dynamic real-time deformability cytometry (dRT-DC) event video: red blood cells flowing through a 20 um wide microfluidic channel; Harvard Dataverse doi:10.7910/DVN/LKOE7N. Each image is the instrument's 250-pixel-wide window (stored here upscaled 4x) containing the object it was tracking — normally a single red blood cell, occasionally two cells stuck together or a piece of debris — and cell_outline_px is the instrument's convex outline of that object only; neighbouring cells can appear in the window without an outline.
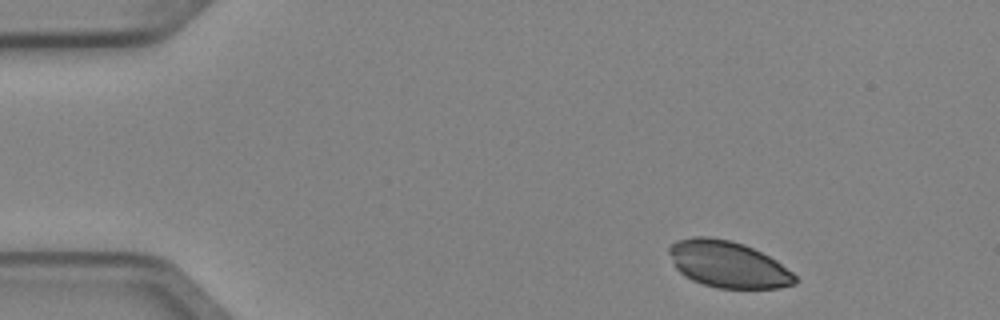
{"species": "Egyptian fruit bat (a non-hibernating species)", "species_latin": "Rousettus aegyptiacus", "temperature_condition": "cold", "stored_images_in_passage": 3, "camera_frame_rate_fps": 3000, "um_per_image_px": 0.085, "animal": {"sex": "female"}, "frame": {"image": 1, "passage_image": 1, "time_ms": 0.0, "image_size_px": [1000, 320], "cell_outline_px": [[796, 284], [780, 288], [716, 288], [692, 280], [684, 276], [676, 268], [668, 252], [668, 248], [676, 240], [692, 236], [708, 236], [728, 240], [744, 244], [776, 260], [792, 272], [796, 276]], "centroid_in_image_um": [61.86, 22.47], "position_along_channel_um": 23.1, "area_um2": 34.1}}